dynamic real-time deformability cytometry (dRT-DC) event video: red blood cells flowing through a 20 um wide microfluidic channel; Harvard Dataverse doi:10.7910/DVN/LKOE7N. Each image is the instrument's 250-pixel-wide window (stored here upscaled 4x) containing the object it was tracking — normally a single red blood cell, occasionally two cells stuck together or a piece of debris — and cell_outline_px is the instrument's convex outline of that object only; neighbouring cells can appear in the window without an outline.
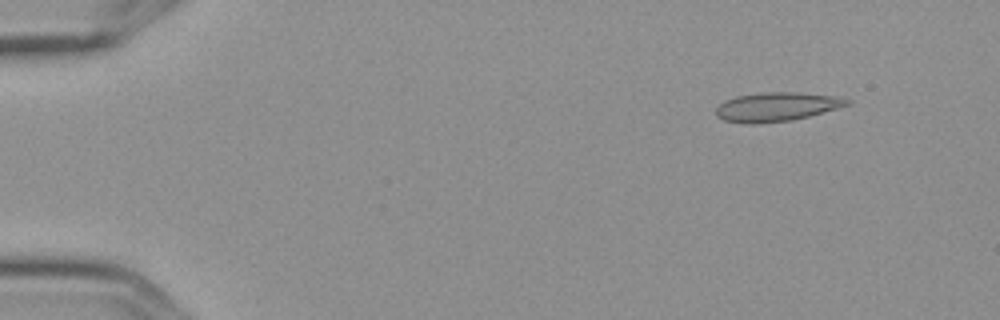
{"species": "Egyptian fruit bat (a non-hibernating species)", "species_latin": "Rousettus aegyptiacus", "temperature_condition": "cold", "stored_images_in_passage": 5, "camera_frame_rate_fps": 3000, "um_per_image_px": 0.085, "frame": {"image": 1, "passage_image": 2, "time_ms": 0.333, "image_size_px": [1000, 320], "cell_outline_px": [[852, 104], [808, 116], [792, 120], [756, 124], [748, 124], [724, 120], [716, 116], [716, 108], [724, 100], [736, 96], [764, 92], [796, 92], [844, 96], [852, 100]], "centroid_in_image_um": [66.06, 9.07], "position_along_channel_um": 18.9, "area_um2": 22.43}}
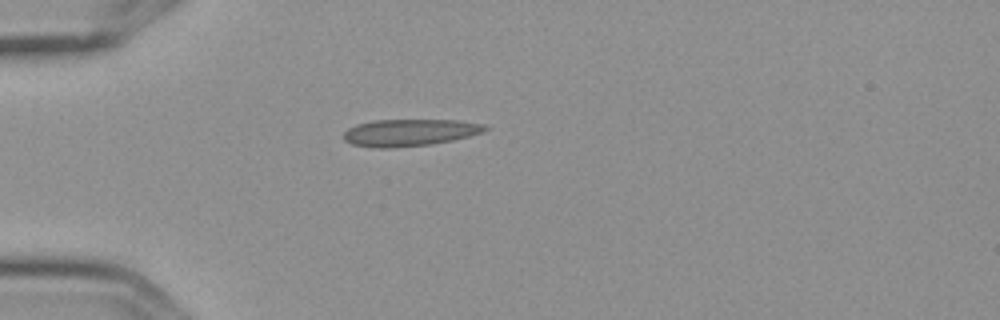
{"frame": {"image": 2, "passage_image": 5, "time_ms": 1.333, "image_size_px": [1000, 320], "cell_outline_px": [[488, 128], [484, 132], [452, 140], [432, 144], [388, 148], [376, 148], [352, 144], [344, 140], [344, 132], [348, 128], [356, 124], [372, 120], [456, 120], [480, 124]], "centroid_in_image_um": [34.76, 11.27], "position_along_channel_um": 50.2, "area_um2": 22.08}}